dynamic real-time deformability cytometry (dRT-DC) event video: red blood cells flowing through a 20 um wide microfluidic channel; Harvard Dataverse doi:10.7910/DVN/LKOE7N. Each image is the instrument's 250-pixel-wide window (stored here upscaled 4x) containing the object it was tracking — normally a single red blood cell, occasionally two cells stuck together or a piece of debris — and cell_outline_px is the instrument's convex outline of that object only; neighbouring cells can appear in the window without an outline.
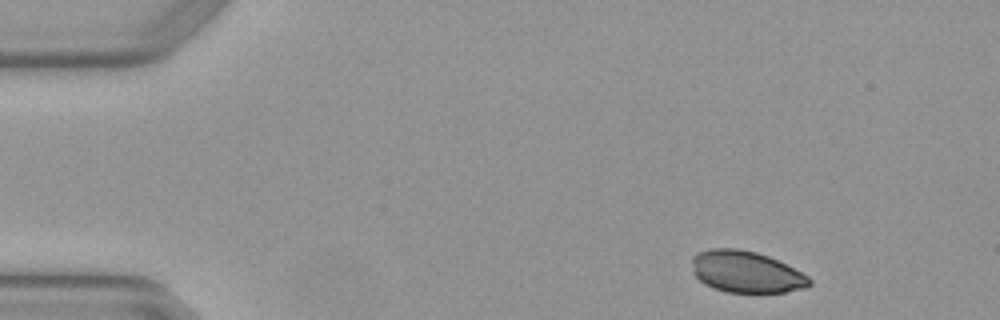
{"species": "Egyptian fruit bat (a non-hibernating species)", "species_latin": "Rousettus aegyptiacus", "temperature_condition": "warm", "stored_images_in_passage": 4, "segment_of_instrument_passage": [1, 2], "camera_frame_rate_fps": 3000, "um_per_image_px": 0.085, "animal": {"sex": "female"}, "frame": {"image": 1, "passage_image": 1, "time_ms": 0.0, "image_size_px": [1000, 320], "cell_outline_px": [[812, 284], [804, 288], [784, 292], [728, 292], [712, 288], [704, 284], [692, 272], [692, 256], [696, 252], [712, 248], [736, 248], [756, 252], [768, 256], [808, 276], [812, 280]], "centroid_in_image_um": [63.37, 23.1], "position_along_channel_um": 21.6, "area_um2": 28.44}}
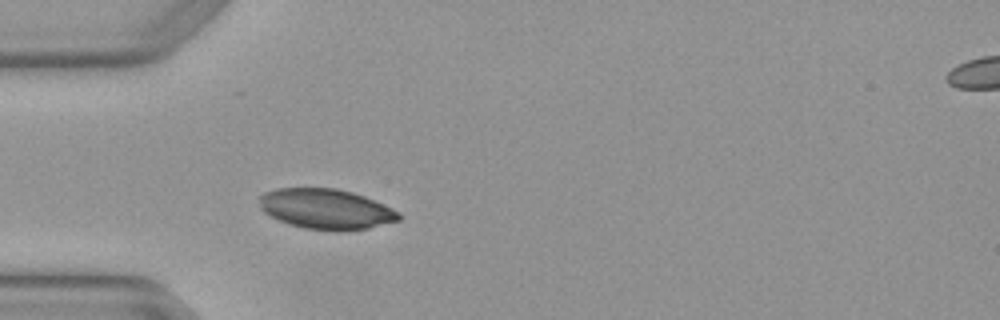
{"frame": {"image": 2, "passage_image": 3, "time_ms": 0.667, "image_size_px": [1000, 320], "cell_outline_px": [[400, 220], [368, 228], [344, 232], [336, 232], [304, 228], [288, 224], [264, 212], [260, 208], [256, 196], [264, 192], [276, 188], [336, 188], [352, 192], [364, 196], [392, 208], [400, 212]], "centroid_in_image_um": [27.68, 17.77], "position_along_channel_um": 57.3, "area_um2": 33.12}}